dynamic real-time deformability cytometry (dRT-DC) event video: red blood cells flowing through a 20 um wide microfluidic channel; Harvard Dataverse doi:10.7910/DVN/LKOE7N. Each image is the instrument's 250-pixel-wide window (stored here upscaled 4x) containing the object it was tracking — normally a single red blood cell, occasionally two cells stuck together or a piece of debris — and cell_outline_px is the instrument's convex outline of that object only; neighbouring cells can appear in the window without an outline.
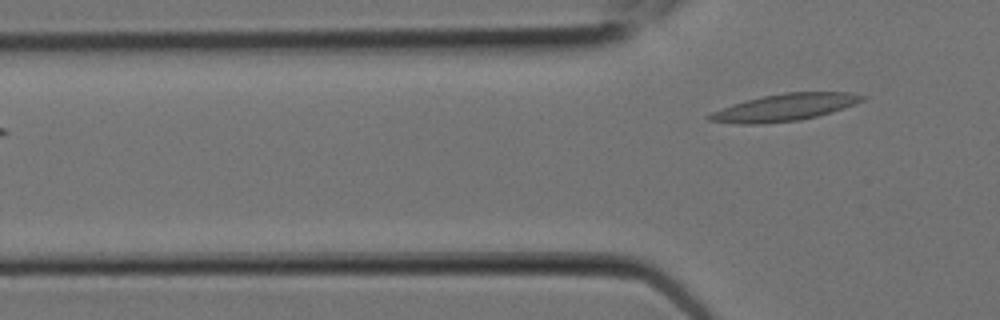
{"species": "Egyptian fruit bat (a non-hibernating species)", "species_latin": "Rousettus aegyptiacus", "temperature_condition": "room temperature", "stored_images_in_passage": 7, "segment_of_instrument_passage": [2, 2], "camera_frame_rate_fps": 3000, "um_per_image_px": 0.085, "animal": {"sex": "female"}, "frame": {"image": 1, "passage_image": 7, "time_ms": 2.0, "image_size_px": [1000, 320], "cell_outline_px": [[868, 96], [864, 100], [856, 104], [832, 112], [800, 120], [760, 124], [740, 124], [708, 120], [704, 116], [712, 112], [732, 104], [764, 96], [784, 92], [848, 92]], "centroid_in_image_um": [66.72, 9.13], "position_along_channel_um": 59.1, "area_um2": 24.04}}